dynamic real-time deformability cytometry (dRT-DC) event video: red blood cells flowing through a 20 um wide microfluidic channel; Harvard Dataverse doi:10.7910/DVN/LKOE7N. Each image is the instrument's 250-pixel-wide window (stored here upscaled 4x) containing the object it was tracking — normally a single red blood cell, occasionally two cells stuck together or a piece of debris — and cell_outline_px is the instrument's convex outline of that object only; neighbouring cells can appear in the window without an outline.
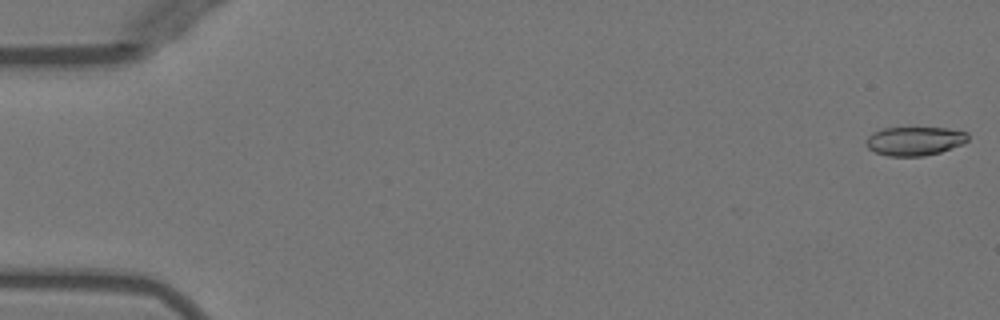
{"species": "Egyptian fruit bat (a non-hibernating species)", "species_latin": "Rousettus aegyptiacus", "temperature_condition": "warm", "stored_images_in_passage": 51, "camera_frame_rate_fps": 3000, "um_per_image_px": 0.085, "animal": {"sex": "female"}, "frame": {"image": 1, "passage_image": 1, "time_ms": 0.0, "image_size_px": [1000, 320], "cell_outline_px": [[968, 140], [964, 144], [940, 152], [924, 156], [888, 156], [876, 152], [868, 148], [868, 136], [872, 132], [884, 128], [948, 128], [968, 132]], "centroid_in_image_um": [77.79, 11.98], "position_along_channel_um": 7.2, "area_um2": 17.05}}
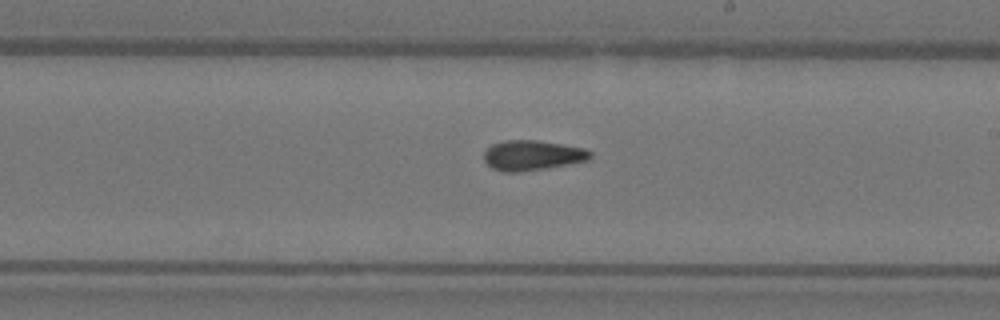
{"frame": {"image": 2, "passage_image": 30, "time_ms": 9.667, "image_size_px": [1000, 320], "cell_outline_px": [[592, 156], [588, 160], [548, 168], [520, 172], [504, 172], [492, 168], [484, 160], [484, 152], [492, 144], [504, 140], [536, 140], [584, 148], [592, 152]], "centroid_in_image_um": [45.24, 13.21], "position_along_channel_um": 243.8, "area_um2": 18.61}}
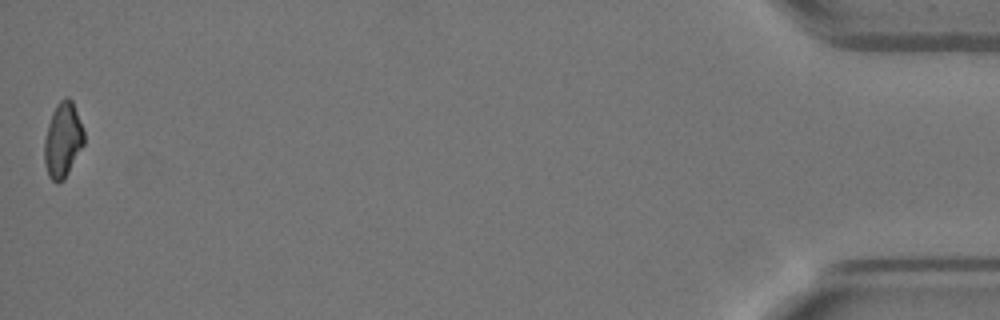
{"frame": {"image": 3, "passage_image": 51, "time_ms": 16.667, "image_size_px": [1000, 320], "cell_outline_px": [[84, 144], [64, 180], [56, 184], [48, 176], [44, 164], [44, 140], [48, 124], [52, 112], [56, 104], [64, 96], [68, 96], [72, 100], [84, 132]], "centroid_in_image_um": [5.32, 11.91], "position_along_channel_um": 429.9, "area_um2": 17.46}, "authors_computed_cell_mechanics": {"area_um2": 18.0914, "velocity_mm_per_s": 4.0028, "shape_relaxation_time_tau1_ms": 8.5009, "shape_relaxation_time_tau2_ms": 3.6911, "deformation_change_tau1": 0.2032, "deformation_change_tau2": 0.118}}